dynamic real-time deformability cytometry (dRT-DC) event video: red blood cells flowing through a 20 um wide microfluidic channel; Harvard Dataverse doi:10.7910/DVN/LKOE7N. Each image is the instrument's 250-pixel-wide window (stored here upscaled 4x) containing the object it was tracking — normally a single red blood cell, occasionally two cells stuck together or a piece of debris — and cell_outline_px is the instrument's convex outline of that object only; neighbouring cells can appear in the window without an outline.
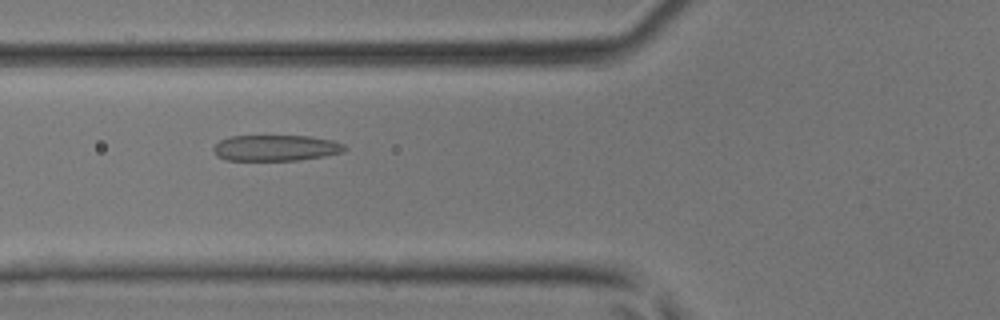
{"species": "common noctule bat (a hibernating species)", "species_latin": "Nyctalus noctula", "temperature_condition": "room temperature", "stored_images_in_passage": 36, "camera_frame_rate_fps": 3000, "um_per_image_px": 0.085, "animal": {"sex": "male", "body_mass_g": 17.9, "forearm_length_mm": 54.2}, "frame": {"image": 1, "passage_image": 10, "time_ms": 3.0, "image_size_px": [1000, 320], "cell_outline_px": [[348, 148], [344, 152], [324, 156], [296, 160], [228, 160], [216, 156], [212, 148], [220, 140], [232, 136], [308, 136], [332, 140], [344, 144]], "centroid_in_image_um": [23.46, 12.57], "position_along_channel_um": 102.3, "area_um2": 19.83}}
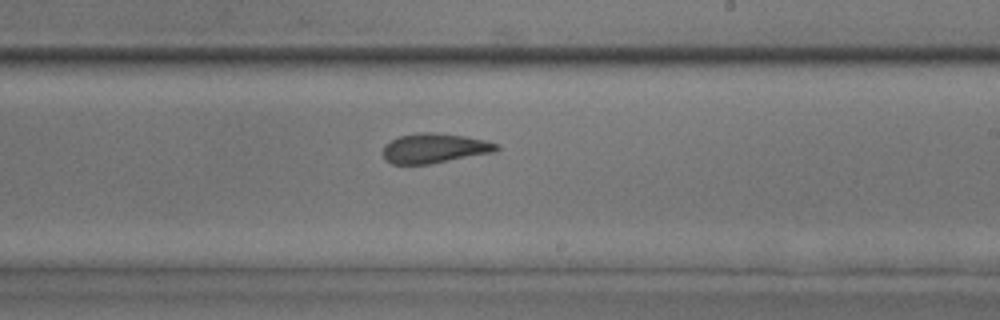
{"frame": {"image": 2, "passage_image": 20, "time_ms": 6.333, "image_size_px": [1000, 320], "cell_outline_px": [[500, 148], [496, 152], [428, 164], [392, 164], [384, 160], [384, 144], [400, 136], [420, 132], [436, 132], [464, 136], [484, 140], [500, 144]], "centroid_in_image_um": [36.95, 12.6], "position_along_channel_um": 252.0, "area_um2": 19.71}}
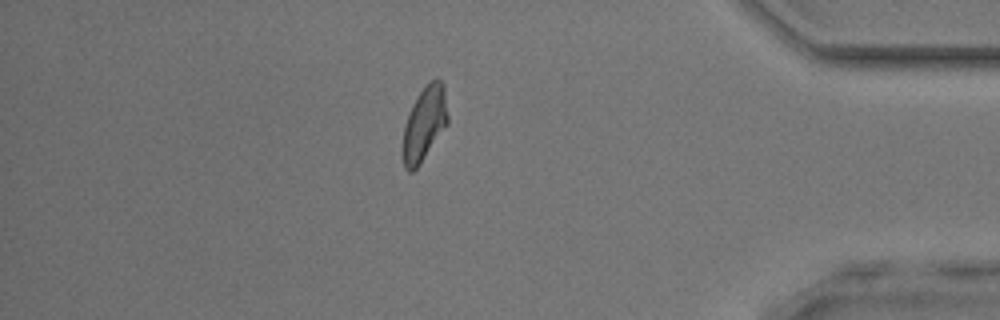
{"frame": {"image": 3, "passage_image": 32, "time_ms": 10.333, "image_size_px": [1000, 320], "cell_outline_px": [[448, 124], [420, 164], [412, 172], [408, 172], [404, 168], [404, 124], [412, 104], [420, 92], [432, 80], [440, 80], [444, 84], [448, 116]], "centroid_in_image_um": [36.1, 10.52], "position_along_channel_um": 399.1, "area_um2": 19.13}}